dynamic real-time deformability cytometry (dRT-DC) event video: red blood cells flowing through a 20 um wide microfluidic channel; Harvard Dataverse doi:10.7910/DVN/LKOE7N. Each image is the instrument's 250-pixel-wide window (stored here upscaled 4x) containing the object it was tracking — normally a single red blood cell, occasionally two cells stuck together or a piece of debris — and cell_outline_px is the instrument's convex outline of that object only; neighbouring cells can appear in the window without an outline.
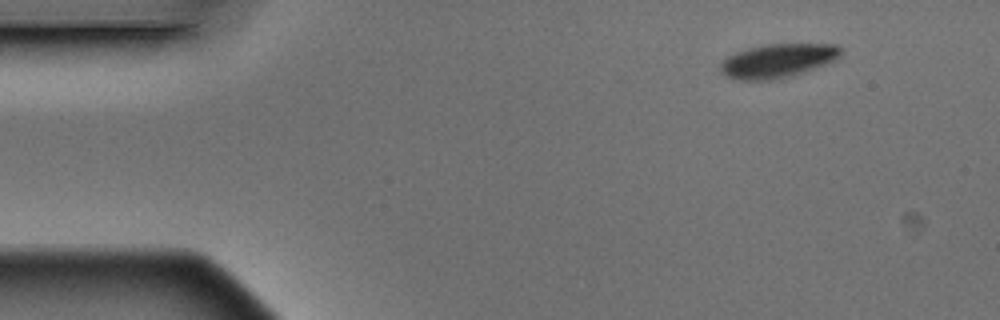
{"species": "Egyptian fruit bat (a non-hibernating species)", "species_latin": "Rousettus aegyptiacus", "temperature_condition": "warm", "stored_images_in_passage": 10, "camera_frame_rate_fps": 3000, "um_per_image_px": 0.085, "animal": {"sex": "male"}, "frame": {"image": 1, "passage_image": 1, "time_ms": 0.0, "image_size_px": [1000, 320], "cell_outline_px": [[840, 56], [836, 60], [788, 76], [772, 80], [740, 80], [728, 76], [720, 72], [720, 64], [728, 56], [736, 52], [748, 48], [764, 44], [836, 44], [840, 48]], "centroid_in_image_um": [66.07, 5.15], "position_along_channel_um": 18.9, "area_um2": 23.35}}
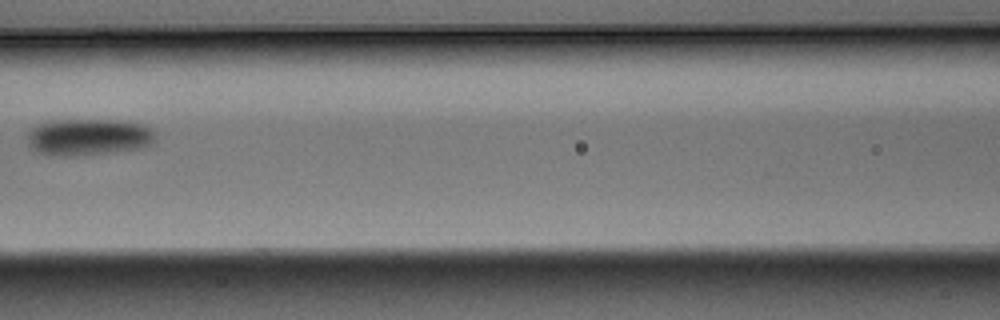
{"frame": {"image": 2, "passage_image": 6, "time_ms": 1.667, "image_size_px": [1000, 320], "cell_outline_px": [[152, 144], [136, 148], [108, 152], [72, 156], [64, 156], [32, 152], [28, 144], [28, 132], [36, 124], [44, 120], [120, 120], [144, 124], [152, 128]], "centroid_in_image_um": [7.42, 11.63], "position_along_channel_um": 159.2, "area_um2": 27.4}}
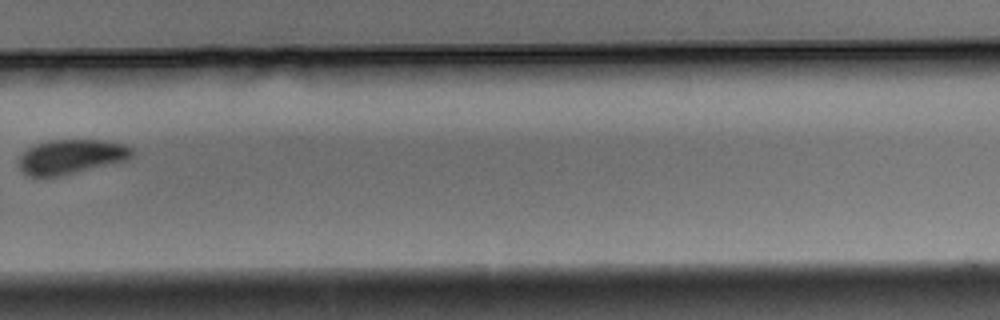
{"frame": {"image": 3, "passage_image": 10, "time_ms": 3.0, "image_size_px": [1000, 320], "cell_outline_px": [[132, 156], [128, 160], [60, 176], [28, 176], [20, 168], [20, 156], [28, 148], [36, 144], [48, 140], [104, 140], [124, 144], [132, 148]], "centroid_in_image_um": [6.07, 13.31], "position_along_channel_um": 323.7, "area_um2": 22.6}}